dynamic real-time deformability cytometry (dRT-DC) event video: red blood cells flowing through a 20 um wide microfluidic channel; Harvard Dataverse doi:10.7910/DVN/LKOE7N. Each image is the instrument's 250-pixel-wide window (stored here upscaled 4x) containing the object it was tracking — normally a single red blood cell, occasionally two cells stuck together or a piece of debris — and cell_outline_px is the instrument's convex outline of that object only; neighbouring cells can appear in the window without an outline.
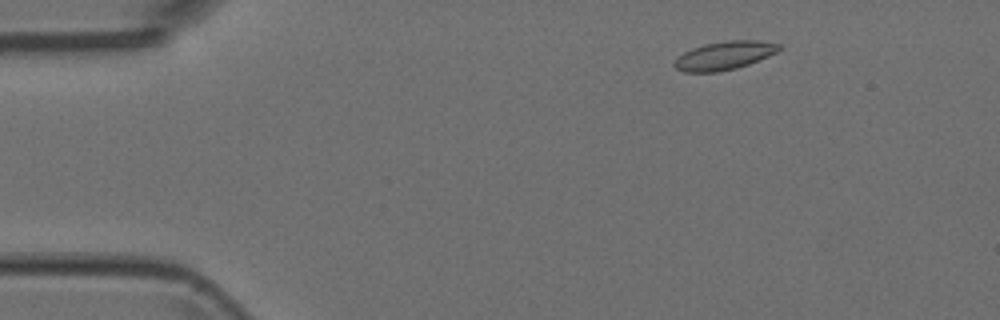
{"species": "Egyptian fruit bat (a non-hibernating species)", "species_latin": "Rousettus aegyptiacus", "temperature_condition": "room temperature", "stored_images_in_passage": 2, "camera_frame_rate_fps": 3000, "um_per_image_px": 0.085, "animal": {"sex": "female"}, "frame": {"image": 1, "passage_image": 2, "time_ms": 0.333, "image_size_px": [1000, 320], "cell_outline_px": [[784, 48], [768, 56], [748, 64], [736, 68], [716, 72], [684, 72], [676, 68], [672, 64], [684, 52], [692, 48], [704, 44], [728, 40], [756, 40], [780, 44]], "centroid_in_image_um": [61.58, 4.71], "position_along_channel_um": 23.4, "area_um2": 17.22}}